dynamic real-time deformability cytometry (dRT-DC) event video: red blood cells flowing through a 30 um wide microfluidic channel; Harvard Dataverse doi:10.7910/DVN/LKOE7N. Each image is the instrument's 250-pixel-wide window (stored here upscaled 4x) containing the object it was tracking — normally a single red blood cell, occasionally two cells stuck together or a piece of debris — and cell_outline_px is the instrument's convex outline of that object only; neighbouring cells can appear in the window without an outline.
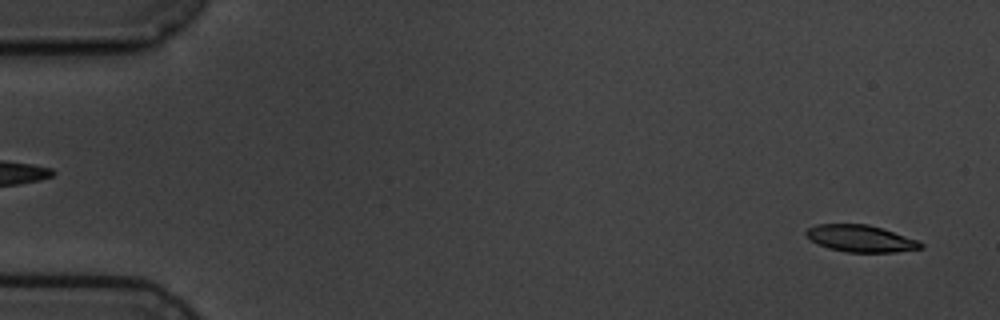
{"species": "common noctule bat (a hibernating species)", "species_latin": "Nyctalus noctula", "temperature_condition": "cold", "stored_images_in_passage": 6, "segment_of_instrument_passage": [2, 2], "camera_frame_rate_fps": 3000, "um_per_image_px": 0.085, "animal": {"sex": "male", "body_mass_g": 19.5, "forearm_length_mm": 54.6}, "frame": {"image": 1, "passage_image": 6, "time_ms": 5.667, "image_size_px": [1000, 320], "cell_outline_px": [[924, 248], [896, 252], [844, 252], [828, 248], [804, 236], [804, 232], [808, 228], [816, 224], [868, 224], [916, 240], [924, 244]], "centroid_in_image_um": [73.12, 20.28], "position_along_channel_um": 11.9, "area_um2": 17.8}}